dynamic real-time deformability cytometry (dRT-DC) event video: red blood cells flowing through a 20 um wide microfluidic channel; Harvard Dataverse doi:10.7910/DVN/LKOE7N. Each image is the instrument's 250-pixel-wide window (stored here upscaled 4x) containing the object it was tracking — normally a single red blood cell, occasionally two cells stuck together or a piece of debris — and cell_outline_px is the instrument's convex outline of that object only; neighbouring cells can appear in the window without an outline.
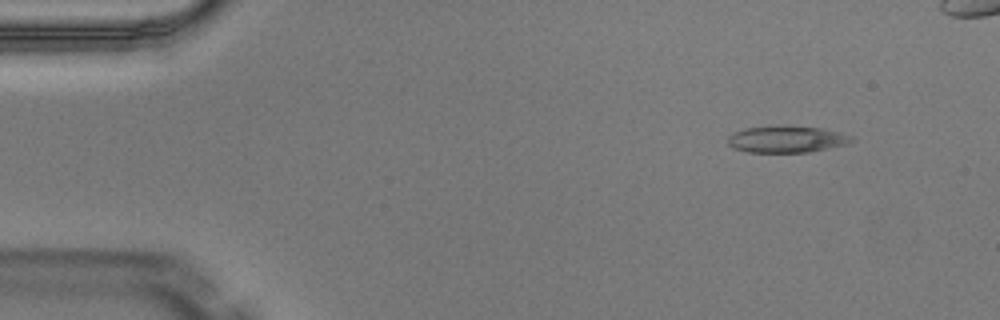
{"species": "Egyptian fruit bat (a non-hibernating species)", "species_latin": "Rousettus aegyptiacus", "temperature_condition": "warm", "stored_images_in_passage": 4, "camera_frame_rate_fps": 3000, "um_per_image_px": 0.085, "animal": {"sex": "male"}, "frame": {"image": 1, "passage_image": 2, "time_ms": 0.333, "image_size_px": [1000, 320], "cell_outline_px": [[856, 140], [848, 144], [808, 152], [748, 152], [732, 148], [728, 144], [728, 136], [744, 128], [820, 128], [840, 132], [852, 136]], "centroid_in_image_um": [66.9, 11.88], "position_along_channel_um": 18.1, "area_um2": 18.5}}